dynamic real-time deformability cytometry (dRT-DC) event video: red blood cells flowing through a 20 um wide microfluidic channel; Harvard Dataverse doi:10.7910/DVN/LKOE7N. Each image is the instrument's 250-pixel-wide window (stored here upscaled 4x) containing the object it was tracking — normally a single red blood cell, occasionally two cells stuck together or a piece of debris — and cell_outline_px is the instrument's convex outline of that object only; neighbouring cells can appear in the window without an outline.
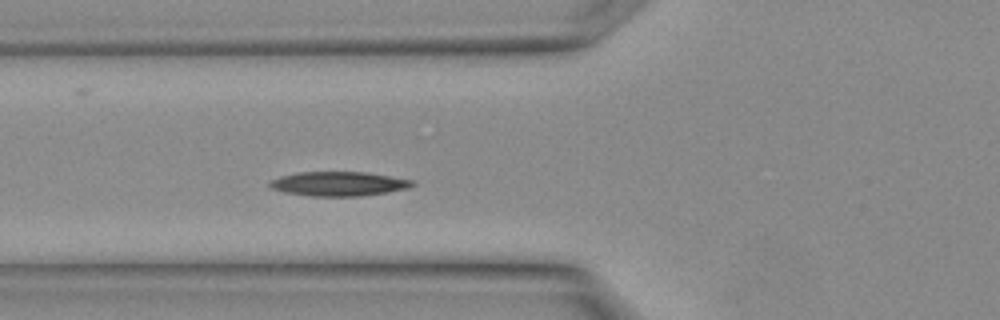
{"species": "Egyptian fruit bat (a non-hibernating species)", "species_latin": "Rousettus aegyptiacus", "temperature_condition": "warm", "stored_images_in_passage": 9, "camera_frame_rate_fps": 3000, "um_per_image_px": 0.085, "animal": {"sex": "female"}, "frame": {"image": 1, "passage_image": 7, "time_ms": 2.0, "image_size_px": [1000, 320], "cell_outline_px": [[416, 184], [408, 188], [360, 196], [308, 196], [284, 192], [272, 188], [268, 184], [272, 180], [280, 176], [300, 172], [368, 172], [412, 180]], "centroid_in_image_um": [28.78, 15.62], "position_along_channel_um": 97.0, "area_um2": 20.06}}
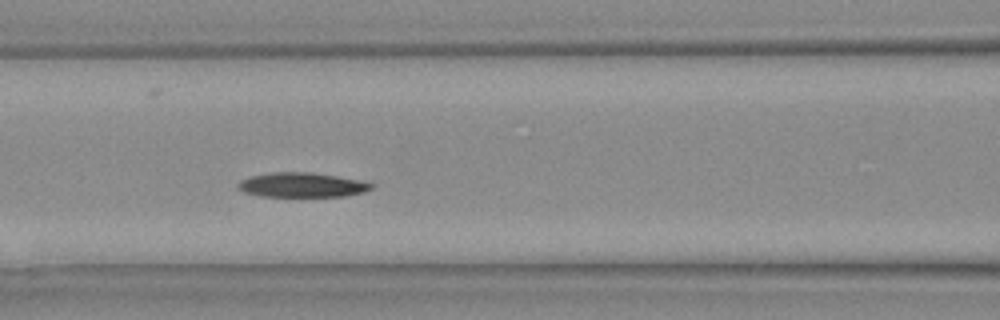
{"frame": {"image": 2, "passage_image": 9, "time_ms": 2.667, "image_size_px": [1000, 320], "cell_outline_px": [[372, 188], [364, 192], [344, 196], [260, 196], [244, 192], [236, 188], [236, 184], [240, 180], [252, 176], [272, 172], [312, 172], [360, 180], [372, 184]], "centroid_in_image_um": [25.62, 15.72], "position_along_channel_um": 141.0, "area_um2": 19.02}}